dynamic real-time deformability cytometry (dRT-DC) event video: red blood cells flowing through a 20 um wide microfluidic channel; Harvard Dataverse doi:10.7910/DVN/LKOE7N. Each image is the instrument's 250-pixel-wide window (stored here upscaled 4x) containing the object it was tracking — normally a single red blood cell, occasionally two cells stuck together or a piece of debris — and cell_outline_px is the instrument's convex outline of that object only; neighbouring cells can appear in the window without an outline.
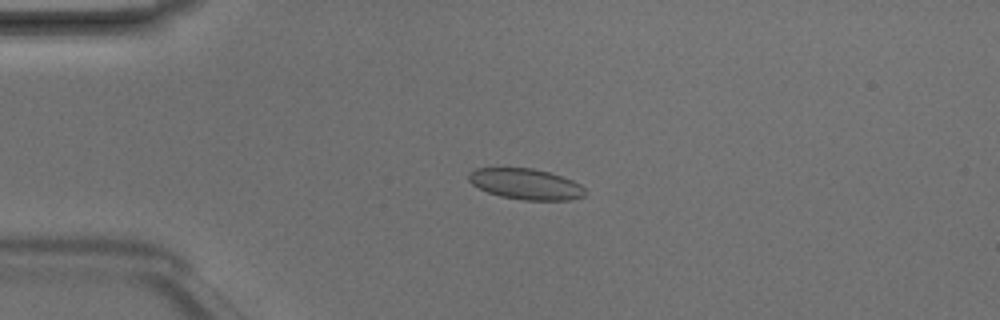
{"species": "Egyptian fruit bat (a non-hibernating species)", "species_latin": "Rousettus aegyptiacus", "temperature_condition": "room temperature", "stored_images_in_passage": 4, "camera_frame_rate_fps": 3000, "um_per_image_px": 0.085, "animal": {"sex": "male"}, "frame": {"image": 1, "passage_image": 4, "time_ms": 1.0, "image_size_px": [1000, 320], "cell_outline_px": [[584, 196], [572, 200], [524, 200], [500, 196], [488, 192], [472, 184], [468, 180], [468, 172], [476, 168], [532, 168], [548, 172], [572, 180], [580, 184], [584, 188]], "centroid_in_image_um": [44.67, 15.64], "position_along_channel_um": 40.3, "area_um2": 20.81}}